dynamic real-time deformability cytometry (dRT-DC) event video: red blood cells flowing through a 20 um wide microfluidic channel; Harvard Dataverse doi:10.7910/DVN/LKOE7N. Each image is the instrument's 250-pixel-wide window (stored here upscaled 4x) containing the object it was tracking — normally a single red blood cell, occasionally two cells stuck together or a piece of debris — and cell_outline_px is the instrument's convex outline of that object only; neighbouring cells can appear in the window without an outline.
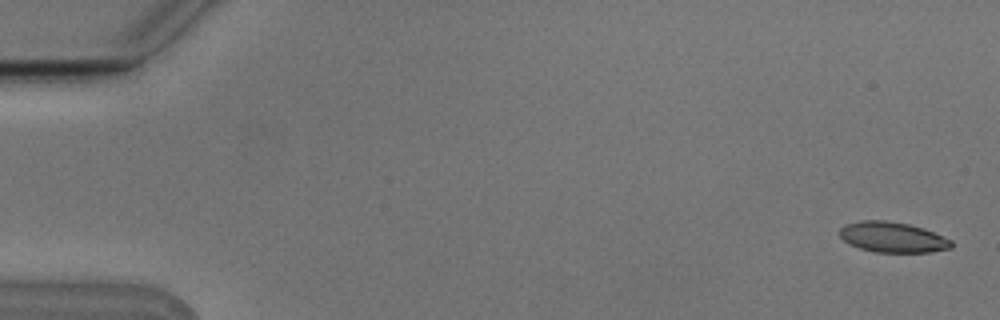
{"species": "Egyptian fruit bat (a non-hibernating species)", "species_latin": "Rousettus aegyptiacus", "temperature_condition": "cold", "stored_images_in_passage": 2, "camera_frame_rate_fps": 3000, "um_per_image_px": 0.085, "animal": {"sex": "male"}, "frame": {"image": 1, "passage_image": 1, "time_ms": 0.0, "image_size_px": [1000, 320], "cell_outline_px": [[952, 248], [932, 252], [876, 252], [860, 248], [848, 244], [840, 236], [840, 228], [844, 224], [860, 220], [884, 220], [908, 224], [924, 228], [952, 240]], "centroid_in_image_um": [75.87, 20.16], "position_along_channel_um": 9.1, "area_um2": 19.88}}